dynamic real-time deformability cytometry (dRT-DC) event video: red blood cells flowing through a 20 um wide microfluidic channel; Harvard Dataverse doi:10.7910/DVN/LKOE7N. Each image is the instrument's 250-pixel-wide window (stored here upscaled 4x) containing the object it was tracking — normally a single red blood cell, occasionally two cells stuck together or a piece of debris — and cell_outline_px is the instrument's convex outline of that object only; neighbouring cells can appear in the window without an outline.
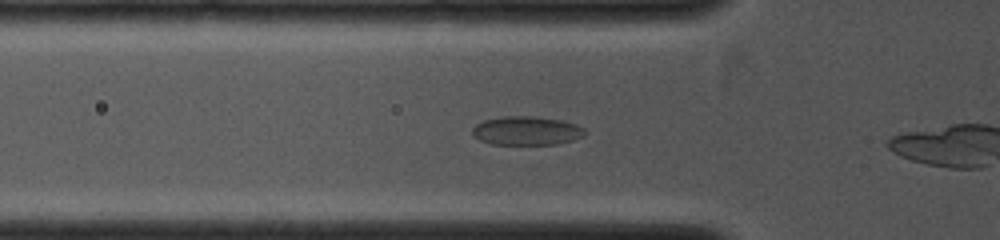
{"species": "common noctule bat (a hibernating species)", "species_latin": "Nyctalus noctula", "temperature_condition": "cold", "stored_images_in_passage": 32, "camera_frame_rate_fps": 4000, "um_per_image_px": 0.085, "animal": {"sex": "female", "body_mass_g": 19.0, "forearm_length_mm": 53.3}, "frame": {"image": 1, "passage_image": 9, "time_ms": 1.5, "image_size_px": [1000, 240], "cell_outline_px": [[588, 132], [584, 136], [572, 140], [556, 144], [492, 144], [480, 140], [472, 136], [472, 128], [476, 124], [484, 120], [504, 116], [536, 116], [560, 120], [576, 124], [584, 128]], "centroid_in_image_um": [44.76, 11.11], "position_along_channel_um": 81.0, "area_um2": 18.96}}
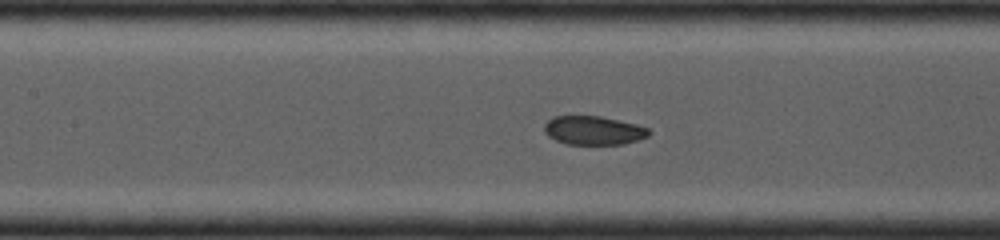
{"frame": {"image": 2, "passage_image": 17, "time_ms": 3.0, "image_size_px": [1000, 240], "cell_outline_px": [[652, 132], [648, 136], [624, 144], [564, 144], [548, 136], [544, 132], [544, 124], [548, 120], [556, 116], [600, 116], [636, 124], [648, 128]], "centroid_in_image_um": [50.44, 11.09], "position_along_channel_um": 157.0, "area_um2": 17.51}}
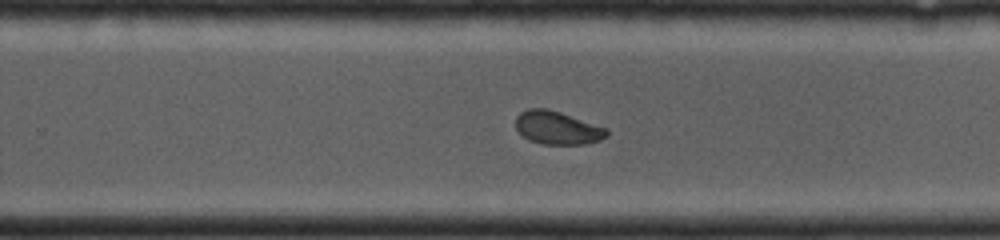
{"frame": {"image": 3, "passage_image": 30, "time_ms": 5.5, "image_size_px": [1000, 240], "cell_outline_px": [[608, 136], [600, 140], [588, 144], [540, 144], [528, 140], [516, 128], [516, 116], [520, 112], [528, 108], [544, 108], [608, 128]], "centroid_in_image_um": [47.37, 10.88], "position_along_channel_um": 282.4, "area_um2": 17.46}}